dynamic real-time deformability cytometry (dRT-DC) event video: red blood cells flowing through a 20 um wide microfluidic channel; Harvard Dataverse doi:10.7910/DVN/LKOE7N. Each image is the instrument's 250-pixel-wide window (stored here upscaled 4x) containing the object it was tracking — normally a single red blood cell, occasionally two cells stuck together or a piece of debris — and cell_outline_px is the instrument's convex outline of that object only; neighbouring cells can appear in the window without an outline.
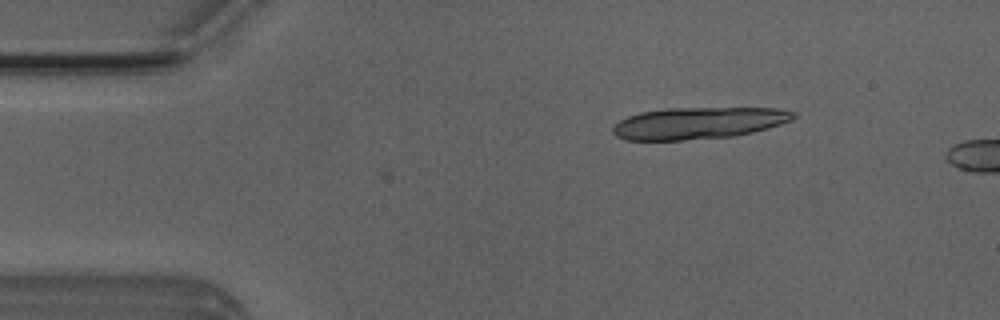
{"species": "Egyptian fruit bat (a non-hibernating species)", "species_latin": "Rousettus aegyptiacus", "temperature_condition": "room temperature", "stored_images_in_passage": 7, "camera_frame_rate_fps": 3000, "um_per_image_px": 0.085, "animal": {"sex": "male"}, "frame": {"image": 1, "passage_image": 1, "time_ms": 0.0, "image_size_px": [1000, 320], "cell_outline_px": [[796, 116], [792, 120], [768, 128], [752, 132], [732, 136], [680, 140], [624, 140], [616, 136], [612, 132], [612, 128], [620, 120], [628, 116], [640, 112], [668, 108], [776, 108], [796, 112]], "centroid_in_image_um": [59.35, 10.46], "position_along_channel_um": 25.6, "area_um2": 33.35}}